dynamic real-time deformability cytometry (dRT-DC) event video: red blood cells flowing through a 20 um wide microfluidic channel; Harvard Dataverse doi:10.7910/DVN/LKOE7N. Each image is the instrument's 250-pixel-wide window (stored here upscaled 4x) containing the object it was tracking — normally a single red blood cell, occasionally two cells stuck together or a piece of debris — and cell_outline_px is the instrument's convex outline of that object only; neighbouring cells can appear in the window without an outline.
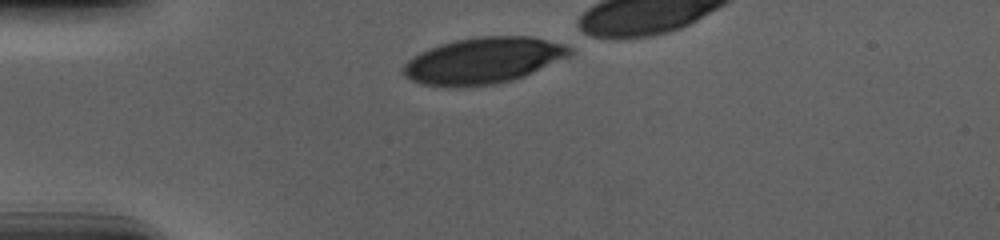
{"species": "human", "species_latin": "Homo sapiens", "temperature_condition": "cold", "stored_images_in_passage": 12, "camera_frame_rate_fps": 3000, "um_per_image_px": 0.085, "donor": {"sex": "male"}, "frame": {"image": 1, "passage_image": 1, "time_ms": 0.0, "image_size_px": [1000, 240], "cell_outline_px": [[576, 52], [568, 56], [524, 76], [512, 80], [496, 84], [452, 88], [448, 88], [420, 84], [404, 76], [404, 64], [412, 56], [428, 48], [440, 44], [456, 40], [480, 36], [532, 36], [564, 44], [572, 48]], "centroid_in_image_um": [41.06, 5.16], "position_along_channel_um": 43.9, "area_um2": 45.08}}
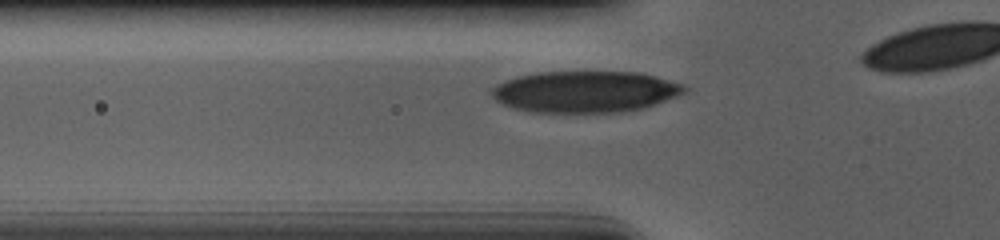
{"frame": {"image": 2, "passage_image": 6, "time_ms": 1.667, "image_size_px": [1000, 240], "cell_outline_px": [[688, 92], [644, 108], [624, 112], [528, 112], [512, 108], [496, 100], [488, 92], [496, 84], [504, 80], [516, 76], [536, 72], [640, 72], [656, 76], [684, 84], [688, 88]], "centroid_in_image_um": [49.73, 7.79], "position_along_channel_um": 76.1, "area_um2": 47.05}}
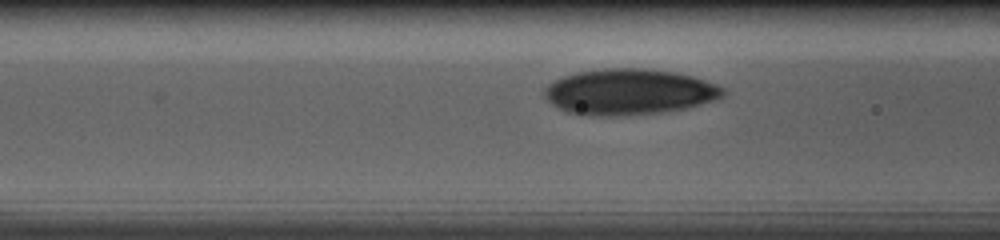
{"frame": {"image": 3, "passage_image": 9, "time_ms": 2.667, "image_size_px": [1000, 240], "cell_outline_px": [[728, 92], [724, 96], [716, 100], [668, 112], [624, 116], [592, 116], [568, 112], [552, 104], [544, 96], [544, 88], [548, 84], [564, 76], [576, 72], [604, 68], [644, 68], [676, 72], [692, 76], [716, 84], [724, 88]], "centroid_in_image_um": [53.5, 7.81], "position_along_channel_um": 113.1, "area_um2": 48.09}}